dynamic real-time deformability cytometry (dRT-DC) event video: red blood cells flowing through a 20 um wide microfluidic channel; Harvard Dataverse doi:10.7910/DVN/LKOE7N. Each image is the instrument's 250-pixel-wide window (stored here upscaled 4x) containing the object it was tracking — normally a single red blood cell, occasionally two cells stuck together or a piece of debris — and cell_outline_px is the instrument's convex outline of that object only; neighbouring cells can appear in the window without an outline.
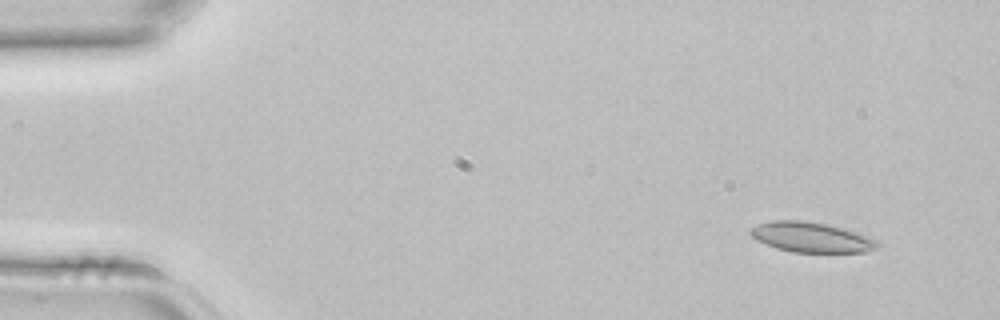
{"species": "common noctule bat (a hibernating species)", "species_latin": "Nyctalus noctula", "temperature_condition": "room temperature", "stored_images_in_passage": 3, "camera_frame_rate_fps": 3000, "um_per_image_px": 0.085, "animal": {"sex": "female", "body_mass_g": 22.7, "forearm_length_mm": 54.2}, "frame": {"image": 1, "passage_image": 1, "time_ms": 0.0, "image_size_px": [1000, 320], "cell_outline_px": [[880, 244], [876, 248], [864, 252], [792, 252], [776, 248], [756, 240], [748, 232], [752, 228], [768, 220], [804, 220], [844, 228], [868, 236], [876, 240]], "centroid_in_image_um": [68.94, 20.16], "position_along_channel_um": 16.1, "area_um2": 22.2}}
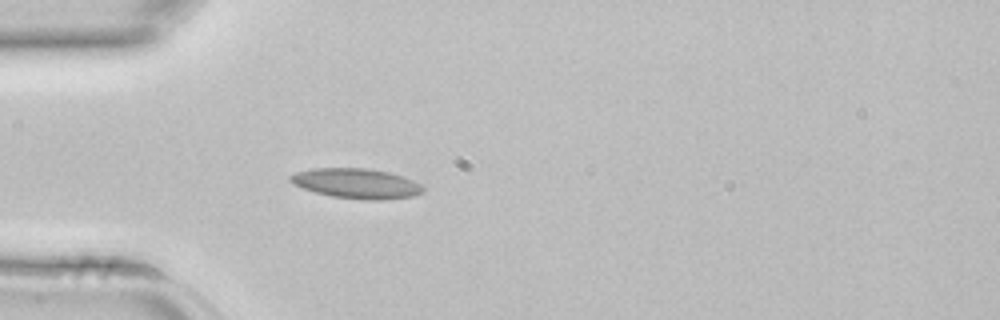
{"frame": {"image": 2, "passage_image": 3, "time_ms": 0.667, "image_size_px": [1000, 320], "cell_outline_px": [[424, 192], [412, 196], [384, 200], [364, 200], [332, 196], [316, 192], [292, 184], [288, 180], [288, 176], [296, 172], [312, 168], [368, 168], [388, 172], [404, 176], [420, 184], [424, 188]], "centroid_in_image_um": [30.29, 15.59], "position_along_channel_um": 54.7, "area_um2": 23.29}}